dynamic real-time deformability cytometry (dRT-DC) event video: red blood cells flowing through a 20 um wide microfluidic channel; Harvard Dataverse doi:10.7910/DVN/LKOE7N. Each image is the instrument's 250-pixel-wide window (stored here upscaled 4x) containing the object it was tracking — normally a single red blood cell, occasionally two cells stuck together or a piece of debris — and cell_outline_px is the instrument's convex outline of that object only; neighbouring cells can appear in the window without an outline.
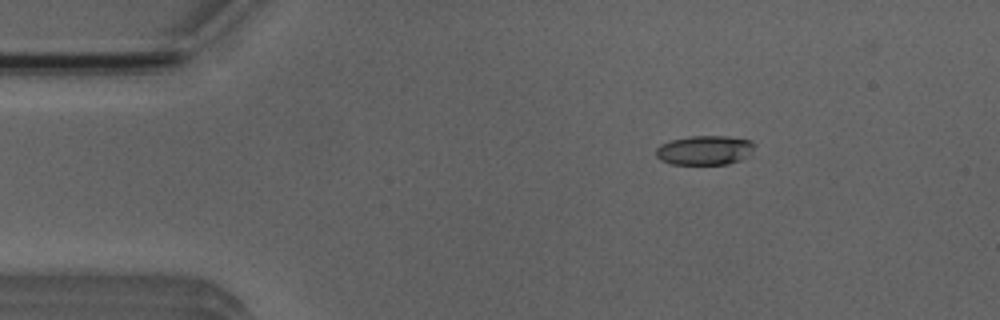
{"species": "Egyptian fruit bat (a non-hibernating species)", "species_latin": "Rousettus aegyptiacus", "temperature_condition": "room temperature", "stored_images_in_passage": 3, "camera_frame_rate_fps": 3000, "um_per_image_px": 0.085, "animal": {"sex": "male"}, "frame": {"image": 1, "passage_image": 1, "time_ms": 0.0, "image_size_px": [1000, 320], "cell_outline_px": [[756, 144], [752, 156], [728, 164], [672, 164], [660, 160], [656, 156], [656, 148], [660, 144], [672, 140], [692, 136], [724, 136], [752, 140]], "centroid_in_image_um": [59.96, 12.77], "position_along_channel_um": 25.0, "area_um2": 17.11}}
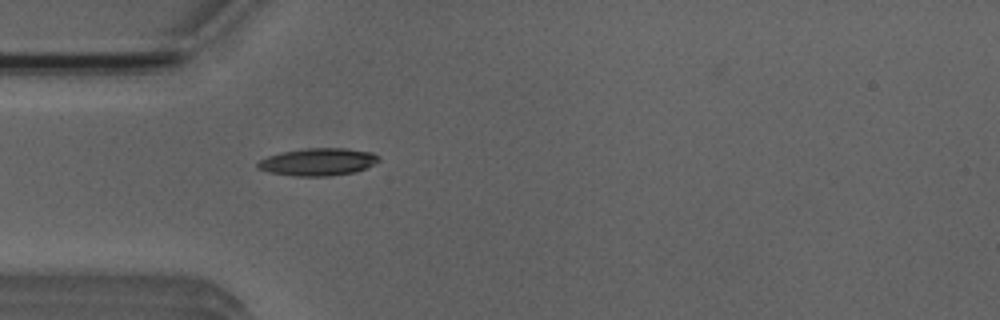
{"frame": {"image": 2, "passage_image": 3, "time_ms": 2.333, "image_size_px": [1000, 320], "cell_outline_px": [[380, 160], [356, 172], [328, 176], [296, 176], [268, 172], [256, 168], [256, 164], [260, 160], [268, 156], [280, 152], [308, 148], [344, 148], [372, 152], [380, 156]], "centroid_in_image_um": [27.01, 13.76], "position_along_channel_um": 58.0, "area_um2": 19.36}}